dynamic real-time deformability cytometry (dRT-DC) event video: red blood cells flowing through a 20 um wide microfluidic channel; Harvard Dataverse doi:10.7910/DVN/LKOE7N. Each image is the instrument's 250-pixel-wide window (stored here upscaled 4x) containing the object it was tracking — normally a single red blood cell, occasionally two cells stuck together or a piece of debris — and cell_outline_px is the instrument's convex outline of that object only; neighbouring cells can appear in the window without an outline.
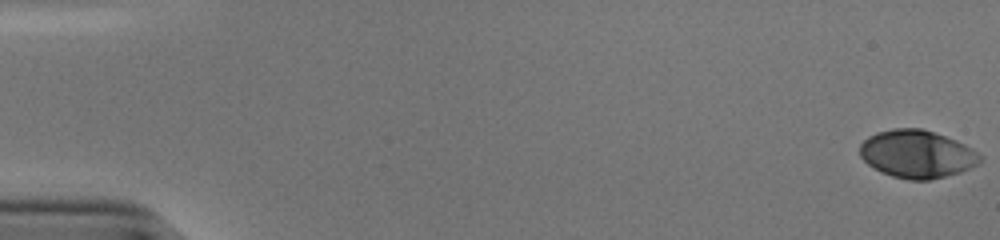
{"species": "human", "species_latin": "Homo sapiens", "temperature_condition": "cold", "stored_images_in_passage": 55, "camera_frame_rate_fps": 3000, "um_per_image_px": 0.085, "donor": {"sex": "male"}, "frame": {"image": 1, "passage_image": 1, "time_ms": 0.0, "image_size_px": [1000, 240], "cell_outline_px": [[984, 160], [960, 172], [928, 180], [908, 180], [892, 176], [868, 164], [860, 156], [860, 144], [868, 136], [876, 132], [892, 128], [924, 128], [956, 140], [972, 148], [984, 156]], "centroid_in_image_um": [77.96, 13.07], "position_along_channel_um": 7.0, "area_um2": 33.52}}
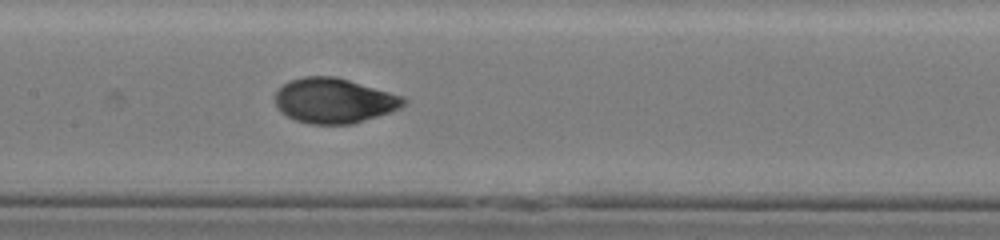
{"frame": {"image": 2, "passage_image": 28, "time_ms": 9.0, "image_size_px": [1000, 240], "cell_outline_px": [[408, 104], [400, 108], [352, 124], [312, 124], [296, 120], [280, 112], [276, 104], [276, 92], [288, 80], [304, 76], [336, 76], [404, 96], [408, 100]], "centroid_in_image_um": [28.41, 8.54], "position_along_channel_um": 179.0, "area_um2": 33.7}}
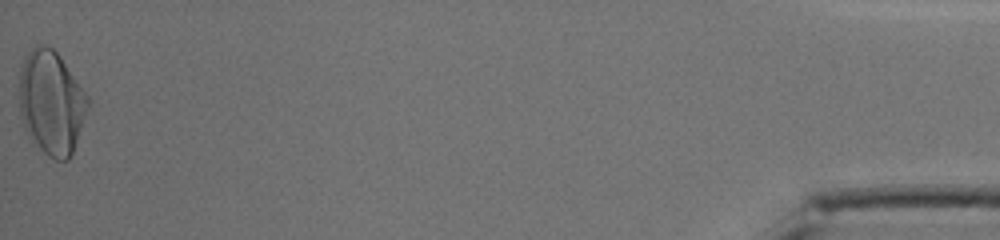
{"frame": {"image": 3, "passage_image": 55, "time_ms": 18.0, "image_size_px": [1000, 240], "cell_outline_px": [[88, 104], [72, 152], [68, 160], [56, 160], [48, 156], [32, 144], [24, 128], [20, 112], [20, 64], [24, 56], [36, 44], [44, 44], [52, 48], [60, 56], [88, 96]], "centroid_in_image_um": [4.31, 8.7], "position_along_channel_um": 430.9, "area_um2": 41.33}, "authors_computed_cell_mechanics": {"area_um2": 33.4662, "velocity_mm_per_s": 3.8337, "shape_relaxation_time_tau1_ms": 4.238, "shape_relaxation_time_tau2_ms": 0.8493, "deformation_change_tau1": 0.1831, "deformation_change_tau2": 0.0406}}